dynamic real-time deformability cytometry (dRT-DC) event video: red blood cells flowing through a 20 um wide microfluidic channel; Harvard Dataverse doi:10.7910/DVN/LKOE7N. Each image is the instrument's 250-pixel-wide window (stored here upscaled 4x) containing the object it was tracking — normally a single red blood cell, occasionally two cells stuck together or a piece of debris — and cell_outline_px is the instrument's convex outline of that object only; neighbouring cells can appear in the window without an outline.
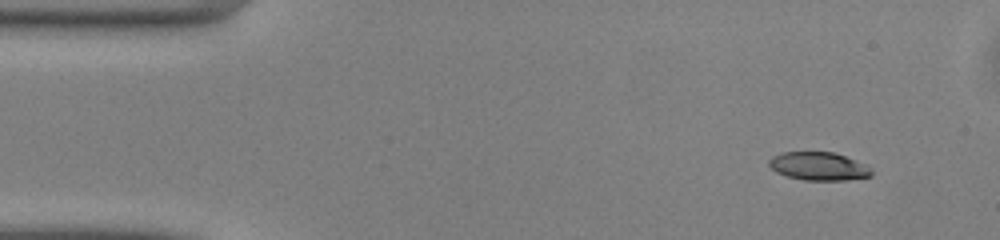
{"species": "common noctule bat (a hibernating species)", "species_latin": "Nyctalus noctula", "temperature_condition": "warm", "stored_images_in_passage": 47, "camera_frame_rate_fps": 3000, "um_per_image_px": 0.085, "animal": {"sex": "male", "body_mass_g": 13.0, "forearm_length_mm": 53.1}, "frame": {"image": 1, "passage_image": 2, "time_ms": 0.333, "image_size_px": [1000, 240], "cell_outline_px": [[872, 176], [844, 180], [804, 180], [788, 176], [776, 172], [768, 164], [768, 160], [772, 156], [780, 152], [832, 152], [868, 164], [872, 168]], "centroid_in_image_um": [69.6, 14.12], "position_along_channel_um": 15.4, "area_um2": 16.94}}
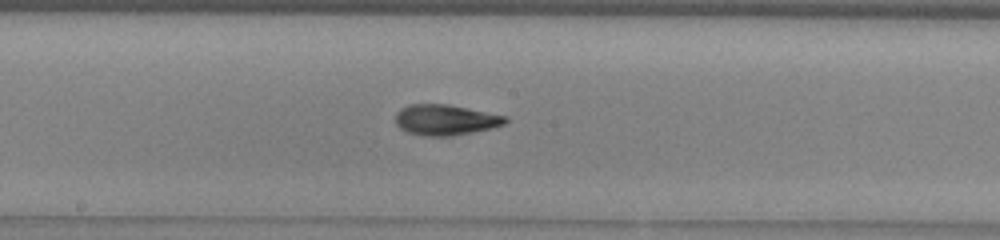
{"frame": {"image": 2, "passage_image": 23, "time_ms": 7.333, "image_size_px": [1000, 240], "cell_outline_px": [[508, 120], [504, 124], [492, 128], [448, 136], [424, 136], [408, 132], [400, 128], [396, 124], [396, 112], [400, 108], [408, 104], [448, 104], [508, 116]], "centroid_in_image_um": [37.85, 10.17], "position_along_channel_um": 210.4, "area_um2": 19.59}}
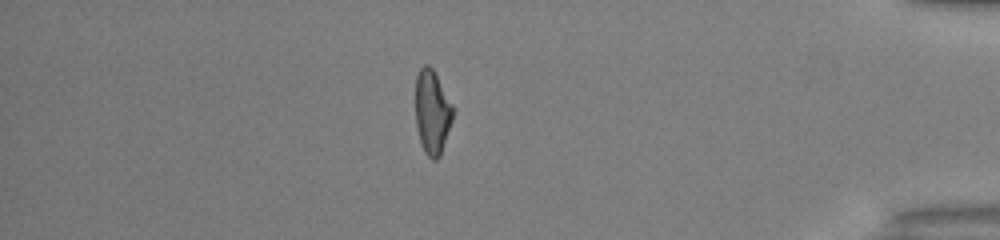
{"frame": {"image": 3, "passage_image": 40, "time_ms": 13.0, "image_size_px": [1000, 240], "cell_outline_px": [[452, 120], [440, 156], [436, 160], [432, 160], [424, 152], [420, 140], [416, 124], [416, 76], [420, 68], [424, 64], [428, 64], [432, 68], [452, 104]], "centroid_in_image_um": [36.72, 9.53], "position_along_channel_um": 398.5, "area_um2": 18.03}, "authors_computed_cell_mechanics": {"area_um2": 18.7272, "velocity_mm_per_s": 4.1165, "shape_relaxation_time_tau1_ms": 5.3114, "shape_relaxation_time_tau2_ms": 2.0097, "deformation_change_tau1": 0.1823, "deformation_change_tau2": 0.1026}}